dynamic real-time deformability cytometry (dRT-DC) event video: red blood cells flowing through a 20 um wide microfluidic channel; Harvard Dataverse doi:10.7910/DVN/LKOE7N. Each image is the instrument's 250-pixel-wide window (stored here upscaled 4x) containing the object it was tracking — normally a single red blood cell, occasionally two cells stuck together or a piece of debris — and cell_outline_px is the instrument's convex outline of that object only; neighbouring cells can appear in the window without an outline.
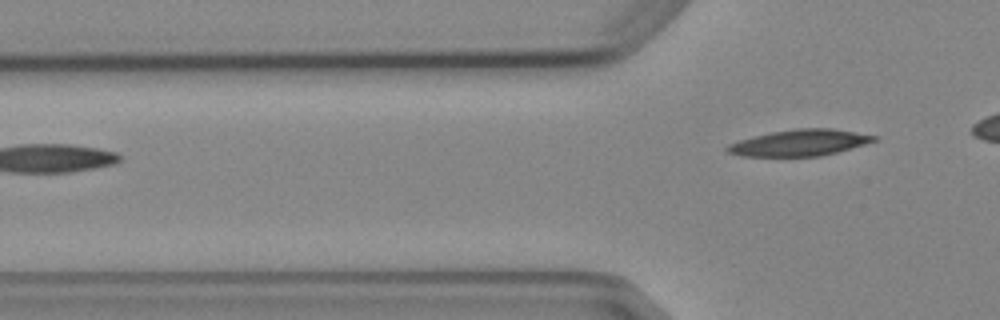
{"species": "Egyptian fruit bat (a non-hibernating species)", "species_latin": "Rousettus aegyptiacus", "temperature_condition": "cold", "stored_images_in_passage": 3, "camera_frame_rate_fps": 3000, "um_per_image_px": 0.085, "animal": {"sex": "female"}, "frame": {"image": 1, "passage_image": 3, "time_ms": 2.333, "image_size_px": [1000, 320], "cell_outline_px": [[876, 140], [864, 144], [836, 152], [820, 156], [740, 156], [728, 152], [724, 148], [728, 144], [740, 140], [772, 132], [796, 128], [832, 128], [856, 132], [876, 136]], "centroid_in_image_um": [67.94, 12.13], "position_along_channel_um": 57.9, "area_um2": 22.2}}